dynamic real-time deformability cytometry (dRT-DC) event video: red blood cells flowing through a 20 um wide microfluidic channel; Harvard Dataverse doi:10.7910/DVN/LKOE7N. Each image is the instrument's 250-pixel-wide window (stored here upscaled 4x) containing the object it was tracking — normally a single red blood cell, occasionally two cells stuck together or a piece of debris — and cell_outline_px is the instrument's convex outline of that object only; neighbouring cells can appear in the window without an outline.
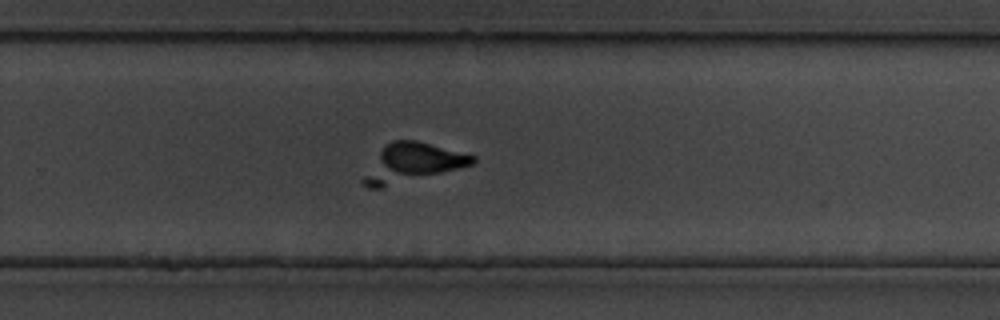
{"species": "common noctule bat (a hibernating species)", "species_latin": "Nyctalus noctula", "temperature_condition": "cold", "stored_images_in_passage": 90, "camera_frame_rate_fps": 3000, "um_per_image_px": 0.085, "animal": {"sex": "male", "body_mass_g": 19.5, "forearm_length_mm": 54.6}, "frame": {"image": 1, "passage_image": 47, "time_ms": 15.333, "image_size_px": [1000, 320], "cell_outline_px": [[476, 160], [472, 164], [380, 188], [368, 188], [360, 180], [380, 148], [384, 144], [392, 140], [416, 140], [476, 156]], "centroid_in_image_um": [34.95, 13.82], "position_along_channel_um": 294.8, "area_um2": 24.04}}
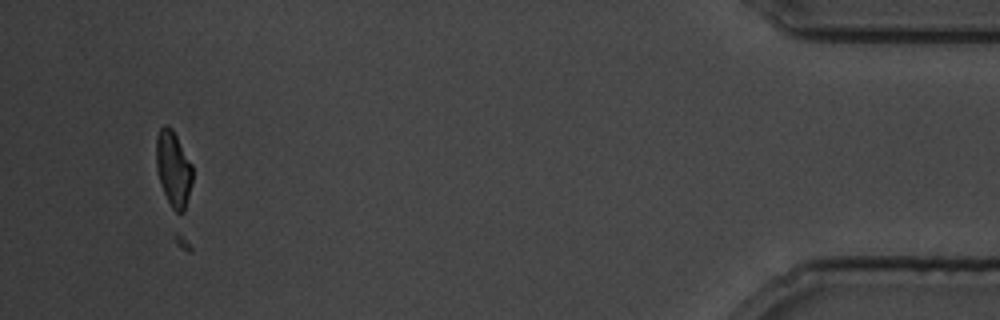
{"frame": {"image": 2, "passage_image": 83, "time_ms": 27.333, "image_size_px": [1000, 320], "cell_outline_px": [[192, 184], [184, 212], [176, 212], [172, 208], [164, 192], [156, 168], [156, 136], [160, 128], [164, 124], [168, 124], [172, 128], [192, 164]], "centroid_in_image_um": [14.74, 14.3], "position_along_channel_um": 420.5, "area_um2": 15.95}}